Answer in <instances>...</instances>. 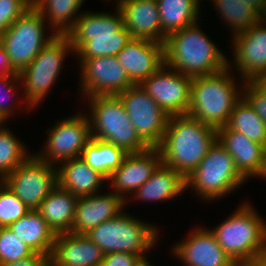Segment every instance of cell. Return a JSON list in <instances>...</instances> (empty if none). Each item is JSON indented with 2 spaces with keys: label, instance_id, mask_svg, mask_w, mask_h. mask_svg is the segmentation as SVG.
<instances>
[{
  "label": "cell",
  "instance_id": "8d00e7d4",
  "mask_svg": "<svg viewBox=\"0 0 266 266\" xmlns=\"http://www.w3.org/2000/svg\"><path fill=\"white\" fill-rule=\"evenodd\" d=\"M243 97L253 107L266 124V94L261 92L251 81L243 82Z\"/></svg>",
  "mask_w": 266,
  "mask_h": 266
},
{
  "label": "cell",
  "instance_id": "83f0119b",
  "mask_svg": "<svg viewBox=\"0 0 266 266\" xmlns=\"http://www.w3.org/2000/svg\"><path fill=\"white\" fill-rule=\"evenodd\" d=\"M200 0H157L161 43L168 35L197 22Z\"/></svg>",
  "mask_w": 266,
  "mask_h": 266
},
{
  "label": "cell",
  "instance_id": "f546056e",
  "mask_svg": "<svg viewBox=\"0 0 266 266\" xmlns=\"http://www.w3.org/2000/svg\"><path fill=\"white\" fill-rule=\"evenodd\" d=\"M126 154L122 148L92 137L84 147L81 158L90 168L108 178L112 172L120 167Z\"/></svg>",
  "mask_w": 266,
  "mask_h": 266
},
{
  "label": "cell",
  "instance_id": "7bdbcfd3",
  "mask_svg": "<svg viewBox=\"0 0 266 266\" xmlns=\"http://www.w3.org/2000/svg\"><path fill=\"white\" fill-rule=\"evenodd\" d=\"M252 8H254L260 15L264 12L265 0H244Z\"/></svg>",
  "mask_w": 266,
  "mask_h": 266
},
{
  "label": "cell",
  "instance_id": "3957f363",
  "mask_svg": "<svg viewBox=\"0 0 266 266\" xmlns=\"http://www.w3.org/2000/svg\"><path fill=\"white\" fill-rule=\"evenodd\" d=\"M211 232L237 266L259 264L266 258V224L249 203Z\"/></svg>",
  "mask_w": 266,
  "mask_h": 266
},
{
  "label": "cell",
  "instance_id": "f6af8a7d",
  "mask_svg": "<svg viewBox=\"0 0 266 266\" xmlns=\"http://www.w3.org/2000/svg\"><path fill=\"white\" fill-rule=\"evenodd\" d=\"M261 178H265L266 179V148H265V152H264V164H263V169L261 171V175L259 176Z\"/></svg>",
  "mask_w": 266,
  "mask_h": 266
},
{
  "label": "cell",
  "instance_id": "5b68a950",
  "mask_svg": "<svg viewBox=\"0 0 266 266\" xmlns=\"http://www.w3.org/2000/svg\"><path fill=\"white\" fill-rule=\"evenodd\" d=\"M230 64L224 70L193 77L187 115L215 129L226 126L236 103L241 99L231 78ZM230 69V70H229Z\"/></svg>",
  "mask_w": 266,
  "mask_h": 266
},
{
  "label": "cell",
  "instance_id": "b9f144b4",
  "mask_svg": "<svg viewBox=\"0 0 266 266\" xmlns=\"http://www.w3.org/2000/svg\"><path fill=\"white\" fill-rule=\"evenodd\" d=\"M261 92L266 94V72L259 74L251 81Z\"/></svg>",
  "mask_w": 266,
  "mask_h": 266
},
{
  "label": "cell",
  "instance_id": "44dd1931",
  "mask_svg": "<svg viewBox=\"0 0 266 266\" xmlns=\"http://www.w3.org/2000/svg\"><path fill=\"white\" fill-rule=\"evenodd\" d=\"M126 200L116 193L78 197L75 206V217L70 233L86 234L90 229L118 216Z\"/></svg>",
  "mask_w": 266,
  "mask_h": 266
},
{
  "label": "cell",
  "instance_id": "8fae6325",
  "mask_svg": "<svg viewBox=\"0 0 266 266\" xmlns=\"http://www.w3.org/2000/svg\"><path fill=\"white\" fill-rule=\"evenodd\" d=\"M55 166L41 160L37 154H31L2 181L29 210H37L57 185Z\"/></svg>",
  "mask_w": 266,
  "mask_h": 266
},
{
  "label": "cell",
  "instance_id": "ab89813d",
  "mask_svg": "<svg viewBox=\"0 0 266 266\" xmlns=\"http://www.w3.org/2000/svg\"><path fill=\"white\" fill-rule=\"evenodd\" d=\"M0 266H49L48 257L40 253H34L30 257H26L11 263H0Z\"/></svg>",
  "mask_w": 266,
  "mask_h": 266
},
{
  "label": "cell",
  "instance_id": "1f68e13d",
  "mask_svg": "<svg viewBox=\"0 0 266 266\" xmlns=\"http://www.w3.org/2000/svg\"><path fill=\"white\" fill-rule=\"evenodd\" d=\"M221 14L222 19L232 26L233 35H238L249 30L259 22L261 15L244 0H213Z\"/></svg>",
  "mask_w": 266,
  "mask_h": 266
},
{
  "label": "cell",
  "instance_id": "4dcf8cb0",
  "mask_svg": "<svg viewBox=\"0 0 266 266\" xmlns=\"http://www.w3.org/2000/svg\"><path fill=\"white\" fill-rule=\"evenodd\" d=\"M226 126L266 148V124L242 95L232 110Z\"/></svg>",
  "mask_w": 266,
  "mask_h": 266
},
{
  "label": "cell",
  "instance_id": "603a6c76",
  "mask_svg": "<svg viewBox=\"0 0 266 266\" xmlns=\"http://www.w3.org/2000/svg\"><path fill=\"white\" fill-rule=\"evenodd\" d=\"M117 8L132 38L161 43V24L157 0H119Z\"/></svg>",
  "mask_w": 266,
  "mask_h": 266
},
{
  "label": "cell",
  "instance_id": "7c38bea8",
  "mask_svg": "<svg viewBox=\"0 0 266 266\" xmlns=\"http://www.w3.org/2000/svg\"><path fill=\"white\" fill-rule=\"evenodd\" d=\"M118 96L139 136L150 147H158L163 140L169 116L141 85L129 87Z\"/></svg>",
  "mask_w": 266,
  "mask_h": 266
},
{
  "label": "cell",
  "instance_id": "f35d334b",
  "mask_svg": "<svg viewBox=\"0 0 266 266\" xmlns=\"http://www.w3.org/2000/svg\"><path fill=\"white\" fill-rule=\"evenodd\" d=\"M141 256L127 252H112L104 255L100 266H136Z\"/></svg>",
  "mask_w": 266,
  "mask_h": 266
},
{
  "label": "cell",
  "instance_id": "d6a6232c",
  "mask_svg": "<svg viewBox=\"0 0 266 266\" xmlns=\"http://www.w3.org/2000/svg\"><path fill=\"white\" fill-rule=\"evenodd\" d=\"M3 124H0V181L31 155L9 128L2 127Z\"/></svg>",
  "mask_w": 266,
  "mask_h": 266
},
{
  "label": "cell",
  "instance_id": "9c48e42d",
  "mask_svg": "<svg viewBox=\"0 0 266 266\" xmlns=\"http://www.w3.org/2000/svg\"><path fill=\"white\" fill-rule=\"evenodd\" d=\"M69 50L73 52L70 38L67 35H55L34 60L18 73L21 87L25 89L27 109L38 105L50 92Z\"/></svg>",
  "mask_w": 266,
  "mask_h": 266
},
{
  "label": "cell",
  "instance_id": "9a60e30c",
  "mask_svg": "<svg viewBox=\"0 0 266 266\" xmlns=\"http://www.w3.org/2000/svg\"><path fill=\"white\" fill-rule=\"evenodd\" d=\"M80 68L83 97L118 95L135 85L116 56L88 58Z\"/></svg>",
  "mask_w": 266,
  "mask_h": 266
},
{
  "label": "cell",
  "instance_id": "277c9868",
  "mask_svg": "<svg viewBox=\"0 0 266 266\" xmlns=\"http://www.w3.org/2000/svg\"><path fill=\"white\" fill-rule=\"evenodd\" d=\"M78 54L80 64L88 58L116 56L132 38L125 28L122 15L109 13H80L74 28L67 34Z\"/></svg>",
  "mask_w": 266,
  "mask_h": 266
},
{
  "label": "cell",
  "instance_id": "7dc6e473",
  "mask_svg": "<svg viewBox=\"0 0 266 266\" xmlns=\"http://www.w3.org/2000/svg\"><path fill=\"white\" fill-rule=\"evenodd\" d=\"M249 266H262V265L259 263V264L249 265Z\"/></svg>",
  "mask_w": 266,
  "mask_h": 266
},
{
  "label": "cell",
  "instance_id": "ffe728a7",
  "mask_svg": "<svg viewBox=\"0 0 266 266\" xmlns=\"http://www.w3.org/2000/svg\"><path fill=\"white\" fill-rule=\"evenodd\" d=\"M104 254L85 234L57 233L49 266H100Z\"/></svg>",
  "mask_w": 266,
  "mask_h": 266
},
{
  "label": "cell",
  "instance_id": "2e32d148",
  "mask_svg": "<svg viewBox=\"0 0 266 266\" xmlns=\"http://www.w3.org/2000/svg\"><path fill=\"white\" fill-rule=\"evenodd\" d=\"M161 163L162 156L158 147H150L138 153H127L120 167L111 173L107 181H111L113 192L127 200L125 195L142 186Z\"/></svg>",
  "mask_w": 266,
  "mask_h": 266
},
{
  "label": "cell",
  "instance_id": "f1b7e54d",
  "mask_svg": "<svg viewBox=\"0 0 266 266\" xmlns=\"http://www.w3.org/2000/svg\"><path fill=\"white\" fill-rule=\"evenodd\" d=\"M32 2L44 19L48 17L55 35H67L80 16L78 10L84 0H32ZM76 13L78 16H75Z\"/></svg>",
  "mask_w": 266,
  "mask_h": 266
},
{
  "label": "cell",
  "instance_id": "484cf974",
  "mask_svg": "<svg viewBox=\"0 0 266 266\" xmlns=\"http://www.w3.org/2000/svg\"><path fill=\"white\" fill-rule=\"evenodd\" d=\"M77 199V196L57 184L42 201L37 211L56 234L70 232Z\"/></svg>",
  "mask_w": 266,
  "mask_h": 266
},
{
  "label": "cell",
  "instance_id": "8992f818",
  "mask_svg": "<svg viewBox=\"0 0 266 266\" xmlns=\"http://www.w3.org/2000/svg\"><path fill=\"white\" fill-rule=\"evenodd\" d=\"M89 98L91 115L88 119L93 138L112 143L126 153H138L150 148L132 125L118 95Z\"/></svg>",
  "mask_w": 266,
  "mask_h": 266
},
{
  "label": "cell",
  "instance_id": "6da1fadb",
  "mask_svg": "<svg viewBox=\"0 0 266 266\" xmlns=\"http://www.w3.org/2000/svg\"><path fill=\"white\" fill-rule=\"evenodd\" d=\"M217 140V129L188 115L169 116L158 146L162 163L185 179L197 168Z\"/></svg>",
  "mask_w": 266,
  "mask_h": 266
},
{
  "label": "cell",
  "instance_id": "7a4b0ae2",
  "mask_svg": "<svg viewBox=\"0 0 266 266\" xmlns=\"http://www.w3.org/2000/svg\"><path fill=\"white\" fill-rule=\"evenodd\" d=\"M197 25L173 32L164 42V64L192 78L220 72L229 63Z\"/></svg>",
  "mask_w": 266,
  "mask_h": 266
},
{
  "label": "cell",
  "instance_id": "7402d4cb",
  "mask_svg": "<svg viewBox=\"0 0 266 266\" xmlns=\"http://www.w3.org/2000/svg\"><path fill=\"white\" fill-rule=\"evenodd\" d=\"M217 140L233 157L237 170L246 180L261 175L265 152L262 144L227 126L217 129Z\"/></svg>",
  "mask_w": 266,
  "mask_h": 266
},
{
  "label": "cell",
  "instance_id": "cb8c5ba5",
  "mask_svg": "<svg viewBox=\"0 0 266 266\" xmlns=\"http://www.w3.org/2000/svg\"><path fill=\"white\" fill-rule=\"evenodd\" d=\"M61 163L57 169V184L77 197L100 192V185L107 180L100 172L90 168L81 157Z\"/></svg>",
  "mask_w": 266,
  "mask_h": 266
},
{
  "label": "cell",
  "instance_id": "ee69618b",
  "mask_svg": "<svg viewBox=\"0 0 266 266\" xmlns=\"http://www.w3.org/2000/svg\"><path fill=\"white\" fill-rule=\"evenodd\" d=\"M136 266H152V264L147 262L146 257H141Z\"/></svg>",
  "mask_w": 266,
  "mask_h": 266
},
{
  "label": "cell",
  "instance_id": "bcb514c9",
  "mask_svg": "<svg viewBox=\"0 0 266 266\" xmlns=\"http://www.w3.org/2000/svg\"><path fill=\"white\" fill-rule=\"evenodd\" d=\"M260 264H261L262 266H266V258H265L262 262H260Z\"/></svg>",
  "mask_w": 266,
  "mask_h": 266
},
{
  "label": "cell",
  "instance_id": "4316f807",
  "mask_svg": "<svg viewBox=\"0 0 266 266\" xmlns=\"http://www.w3.org/2000/svg\"><path fill=\"white\" fill-rule=\"evenodd\" d=\"M186 191L185 178L173 168L161 163L153 175L136 191L133 197L143 201L171 200Z\"/></svg>",
  "mask_w": 266,
  "mask_h": 266
},
{
  "label": "cell",
  "instance_id": "ba28073f",
  "mask_svg": "<svg viewBox=\"0 0 266 266\" xmlns=\"http://www.w3.org/2000/svg\"><path fill=\"white\" fill-rule=\"evenodd\" d=\"M245 180L237 170L233 157L218 140L210 147L197 168L185 179L186 189H194L205 201L228 195Z\"/></svg>",
  "mask_w": 266,
  "mask_h": 266
},
{
  "label": "cell",
  "instance_id": "4fadbf2b",
  "mask_svg": "<svg viewBox=\"0 0 266 266\" xmlns=\"http://www.w3.org/2000/svg\"><path fill=\"white\" fill-rule=\"evenodd\" d=\"M49 134L44 149L46 153L37 156L52 165L81 157L84 147L92 138L88 116L83 114L57 122Z\"/></svg>",
  "mask_w": 266,
  "mask_h": 266
},
{
  "label": "cell",
  "instance_id": "d6986e66",
  "mask_svg": "<svg viewBox=\"0 0 266 266\" xmlns=\"http://www.w3.org/2000/svg\"><path fill=\"white\" fill-rule=\"evenodd\" d=\"M173 248L185 266H237L218 244L211 230L195 229Z\"/></svg>",
  "mask_w": 266,
  "mask_h": 266
},
{
  "label": "cell",
  "instance_id": "d590c367",
  "mask_svg": "<svg viewBox=\"0 0 266 266\" xmlns=\"http://www.w3.org/2000/svg\"><path fill=\"white\" fill-rule=\"evenodd\" d=\"M32 5V0H0V36Z\"/></svg>",
  "mask_w": 266,
  "mask_h": 266
},
{
  "label": "cell",
  "instance_id": "ac0fdd59",
  "mask_svg": "<svg viewBox=\"0 0 266 266\" xmlns=\"http://www.w3.org/2000/svg\"><path fill=\"white\" fill-rule=\"evenodd\" d=\"M116 58L131 81L135 85H140L164 65V44L131 38Z\"/></svg>",
  "mask_w": 266,
  "mask_h": 266
},
{
  "label": "cell",
  "instance_id": "52a82bcc",
  "mask_svg": "<svg viewBox=\"0 0 266 266\" xmlns=\"http://www.w3.org/2000/svg\"><path fill=\"white\" fill-rule=\"evenodd\" d=\"M121 212L90 229L85 235L101 248L104 255L127 252L145 257L159 237L156 228Z\"/></svg>",
  "mask_w": 266,
  "mask_h": 266
},
{
  "label": "cell",
  "instance_id": "d4e9b609",
  "mask_svg": "<svg viewBox=\"0 0 266 266\" xmlns=\"http://www.w3.org/2000/svg\"><path fill=\"white\" fill-rule=\"evenodd\" d=\"M8 228L35 253L50 257L56 233L37 210H30Z\"/></svg>",
  "mask_w": 266,
  "mask_h": 266
},
{
  "label": "cell",
  "instance_id": "5bb4252c",
  "mask_svg": "<svg viewBox=\"0 0 266 266\" xmlns=\"http://www.w3.org/2000/svg\"><path fill=\"white\" fill-rule=\"evenodd\" d=\"M166 69L164 64L140 85L168 116L187 115L193 78Z\"/></svg>",
  "mask_w": 266,
  "mask_h": 266
},
{
  "label": "cell",
  "instance_id": "e0dca14e",
  "mask_svg": "<svg viewBox=\"0 0 266 266\" xmlns=\"http://www.w3.org/2000/svg\"><path fill=\"white\" fill-rule=\"evenodd\" d=\"M266 22L262 19L248 31L234 35L233 58L243 81H252L266 72Z\"/></svg>",
  "mask_w": 266,
  "mask_h": 266
},
{
  "label": "cell",
  "instance_id": "30bf717a",
  "mask_svg": "<svg viewBox=\"0 0 266 266\" xmlns=\"http://www.w3.org/2000/svg\"><path fill=\"white\" fill-rule=\"evenodd\" d=\"M46 20L32 5L0 36V44L17 73L27 67L55 36L54 31L51 36L44 35Z\"/></svg>",
  "mask_w": 266,
  "mask_h": 266
},
{
  "label": "cell",
  "instance_id": "60d3db41",
  "mask_svg": "<svg viewBox=\"0 0 266 266\" xmlns=\"http://www.w3.org/2000/svg\"><path fill=\"white\" fill-rule=\"evenodd\" d=\"M8 74H18V73L12 68L6 50L0 44V76Z\"/></svg>",
  "mask_w": 266,
  "mask_h": 266
},
{
  "label": "cell",
  "instance_id": "74e56055",
  "mask_svg": "<svg viewBox=\"0 0 266 266\" xmlns=\"http://www.w3.org/2000/svg\"><path fill=\"white\" fill-rule=\"evenodd\" d=\"M11 79V80H10ZM13 80V81H12ZM11 82V83H10ZM12 82H15V83H21L20 82V78H19V75L18 74H8V75H1L0 76V85L3 87L0 88V92L2 89H6L3 90L1 93H0V121L3 123L6 121V119L9 118V116H11V114H14V111L12 112V107L13 106H9L8 103H5V101H3L2 99H4V96H5V92L7 94V92H10L13 93L11 95H16L15 94V87L17 86H14L12 84ZM2 83V84H1ZM11 84V85H10ZM5 91V92H4ZM4 94V96H3ZM11 98V97H10ZM8 117V118H7Z\"/></svg>",
  "mask_w": 266,
  "mask_h": 266
},
{
  "label": "cell",
  "instance_id": "e575fe53",
  "mask_svg": "<svg viewBox=\"0 0 266 266\" xmlns=\"http://www.w3.org/2000/svg\"><path fill=\"white\" fill-rule=\"evenodd\" d=\"M34 253L8 227L0 228V263L15 262Z\"/></svg>",
  "mask_w": 266,
  "mask_h": 266
},
{
  "label": "cell",
  "instance_id": "836d02e7",
  "mask_svg": "<svg viewBox=\"0 0 266 266\" xmlns=\"http://www.w3.org/2000/svg\"><path fill=\"white\" fill-rule=\"evenodd\" d=\"M29 211L5 183L0 181V228L9 227Z\"/></svg>",
  "mask_w": 266,
  "mask_h": 266
}]
</instances>
